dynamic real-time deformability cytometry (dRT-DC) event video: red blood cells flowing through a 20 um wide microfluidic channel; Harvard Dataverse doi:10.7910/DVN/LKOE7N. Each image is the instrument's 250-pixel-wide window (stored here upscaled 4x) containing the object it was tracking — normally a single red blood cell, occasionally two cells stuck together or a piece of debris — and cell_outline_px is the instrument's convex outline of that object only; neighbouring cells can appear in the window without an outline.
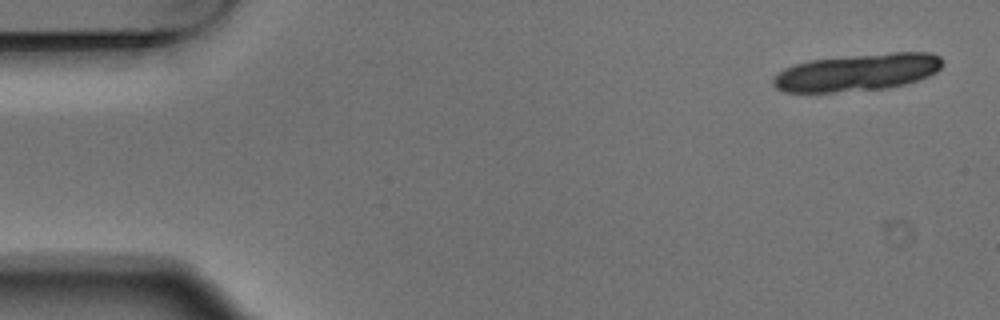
{"species": "Egyptian fruit bat (a non-hibernating species)", "species_latin": "Rousettus aegyptiacus", "temperature_condition": "warm", "stored_images_in_passage": 5, "camera_frame_rate_fps": 3000, "um_per_image_px": 0.085, "animal": {"sex": "male"}, "frame": {"image": 1, "passage_image": 1, "time_ms": 0.0, "image_size_px": [1000, 320], "cell_outline_px": [[944, 64], [936, 72], [920, 80], [888, 88], [832, 92], [784, 92], [776, 88], [772, 84], [772, 76], [784, 68], [808, 60], [892, 52], [932, 52], [940, 56], [944, 60]], "centroid_in_image_um": [72.89, 6.15], "position_along_channel_um": 12.1, "area_um2": 36.99}}